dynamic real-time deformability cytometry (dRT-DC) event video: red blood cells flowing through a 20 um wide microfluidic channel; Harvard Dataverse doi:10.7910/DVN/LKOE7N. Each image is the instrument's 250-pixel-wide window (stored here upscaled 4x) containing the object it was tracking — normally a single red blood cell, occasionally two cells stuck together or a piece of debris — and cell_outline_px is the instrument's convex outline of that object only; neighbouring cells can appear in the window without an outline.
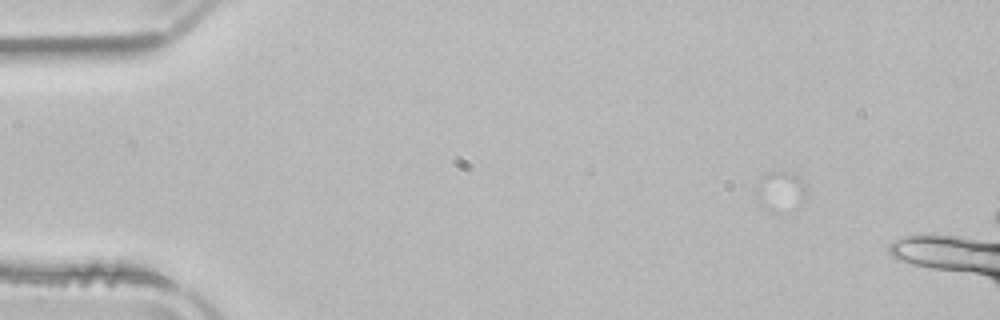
{"species": "common noctule bat (a hibernating species)", "species_latin": "Nyctalus noctula", "temperature_condition": "room temperature", "stored_images_in_passage": 11, "camera_frame_rate_fps": 3000, "um_per_image_px": 0.085, "animal": {"sex": "male", "body_mass_g": 21.5, "forearm_length_mm": 52.0}, "frame": {"image": 1, "passage_image": 5, "time_ms": 1.333, "image_size_px": [1000, 320], "cell_outline_px": [[808, 188], [804, 196], [780, 212], [776, 212], [764, 208], [760, 204], [760, 180], [764, 176], [772, 172], [792, 172], [800, 176], [808, 184]], "centroid_in_image_um": [66.42, 16.18], "position_along_channel_um": 18.6, "area_um2": 10.69}}